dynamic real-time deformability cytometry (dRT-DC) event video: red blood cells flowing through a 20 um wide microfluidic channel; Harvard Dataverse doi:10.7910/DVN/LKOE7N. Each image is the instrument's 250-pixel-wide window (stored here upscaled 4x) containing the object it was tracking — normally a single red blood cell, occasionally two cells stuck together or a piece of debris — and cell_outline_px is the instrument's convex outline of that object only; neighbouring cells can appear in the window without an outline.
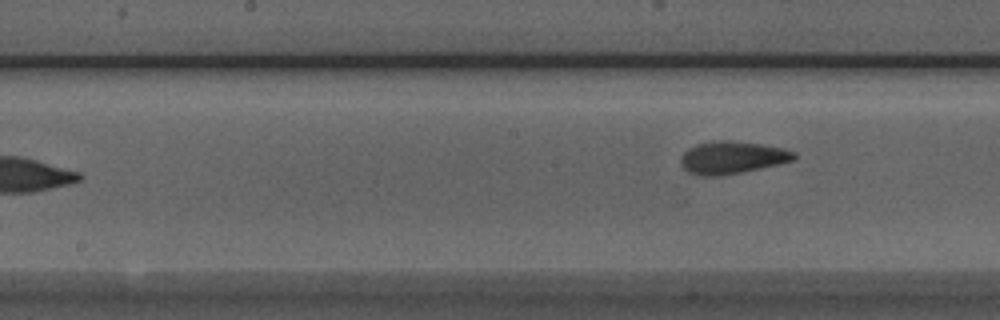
{"species": "Egyptian fruit bat (a non-hibernating species)", "species_latin": "Rousettus aegyptiacus", "temperature_condition": "room temperature", "stored_images_in_passage": 9, "camera_frame_rate_fps": 3000, "um_per_image_px": 0.085, "animal": {"sex": "male"}, "frame": {"image": 1, "passage_image": 9, "time_ms": 2.667, "image_size_px": [1000, 320], "cell_outline_px": [[796, 160], [760, 168], [720, 176], [700, 176], [688, 172], [680, 164], [680, 156], [688, 148], [696, 144], [720, 140], [728, 140], [760, 144], [780, 148], [796, 152]], "centroid_in_image_um": [62.2, 13.39], "position_along_channel_um": 186.0, "area_um2": 21.39}}